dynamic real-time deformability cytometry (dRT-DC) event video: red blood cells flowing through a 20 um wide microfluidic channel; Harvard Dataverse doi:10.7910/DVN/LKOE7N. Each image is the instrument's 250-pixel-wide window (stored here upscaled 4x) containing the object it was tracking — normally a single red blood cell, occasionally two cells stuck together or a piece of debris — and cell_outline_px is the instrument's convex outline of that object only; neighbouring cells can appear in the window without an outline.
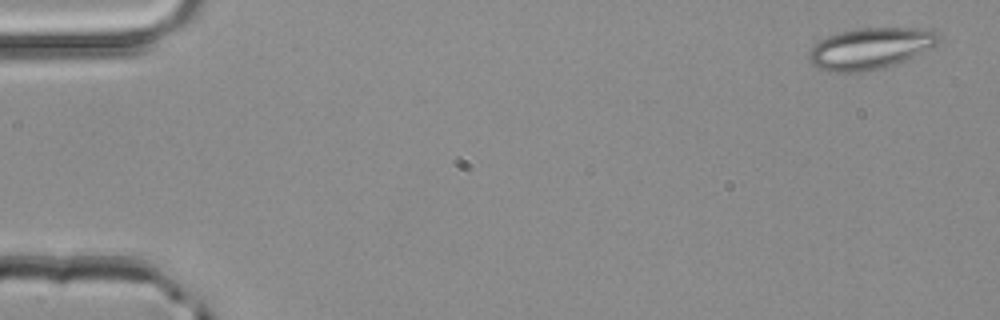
{"species": "common noctule bat (a hibernating species)", "species_latin": "Nyctalus noctula", "temperature_condition": "room temperature", "stored_images_in_passage": 4, "camera_frame_rate_fps": 3000, "um_per_image_px": 0.085, "animal": {"sex": "male", "body_mass_g": 20.4}, "frame": {"image": 1, "passage_image": 1, "time_ms": 0.0, "image_size_px": [1000, 320], "cell_outline_px": [[940, 40], [936, 44], [904, 60], [892, 64], [860, 72], [828, 72], [812, 64], [808, 60], [808, 52], [820, 40], [828, 36], [840, 32], [860, 28], [932, 28], [940, 32]], "centroid_in_image_um": [73.97, 4.09], "position_along_channel_um": 11.0, "area_um2": 30.87}}